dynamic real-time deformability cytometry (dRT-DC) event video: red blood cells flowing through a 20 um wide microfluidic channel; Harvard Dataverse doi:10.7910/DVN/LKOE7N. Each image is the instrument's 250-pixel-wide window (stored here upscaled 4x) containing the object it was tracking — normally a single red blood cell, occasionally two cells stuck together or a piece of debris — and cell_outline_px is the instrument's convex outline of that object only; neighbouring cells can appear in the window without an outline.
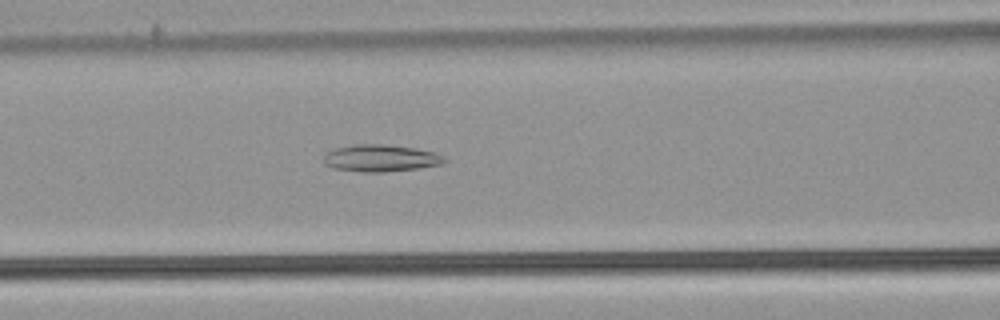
{"species": "common noctule bat (a hibernating species)", "species_latin": "Nyctalus noctula", "temperature_condition": "warm", "stored_images_in_passage": 46, "camera_frame_rate_fps": 3000, "um_per_image_px": 0.085, "animal": {"sex": "male", "body_mass_g": 21.5, "forearm_length_mm": 52.0}, "frame": {"image": 1, "passage_image": 16, "time_ms": 5.0, "image_size_px": [1000, 320], "cell_outline_px": [[448, 160], [444, 164], [420, 168], [384, 172], [364, 172], [336, 168], [324, 164], [324, 156], [328, 152], [336, 148], [356, 144], [388, 144], [416, 148], [436, 152], [444, 156]], "centroid_in_image_um": [32.44, 13.44], "position_along_channel_um": 134.2, "area_um2": 19.13}}
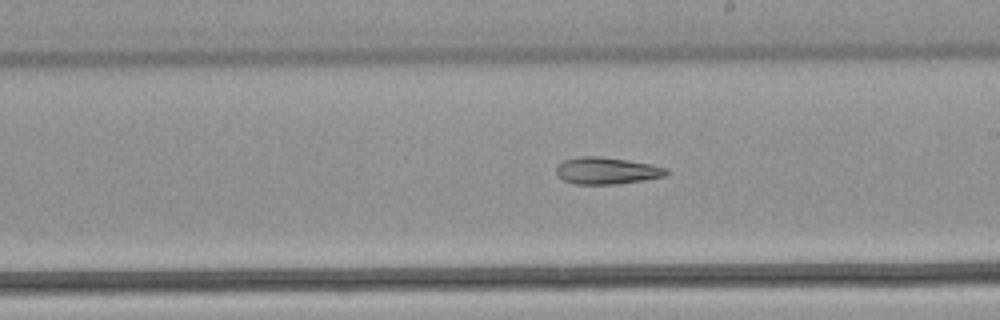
{"frame": {"image": 2, "passage_image": 24, "time_ms": 7.667, "image_size_px": [1000, 320], "cell_outline_px": [[668, 172], [664, 176], [644, 180], [616, 184], [576, 184], [564, 180], [556, 176], [556, 164], [564, 160], [580, 156], [600, 156], [628, 160], [652, 164], [668, 168]], "centroid_in_image_um": [51.54, 14.5], "position_along_channel_um": 237.5, "area_um2": 17.4}}
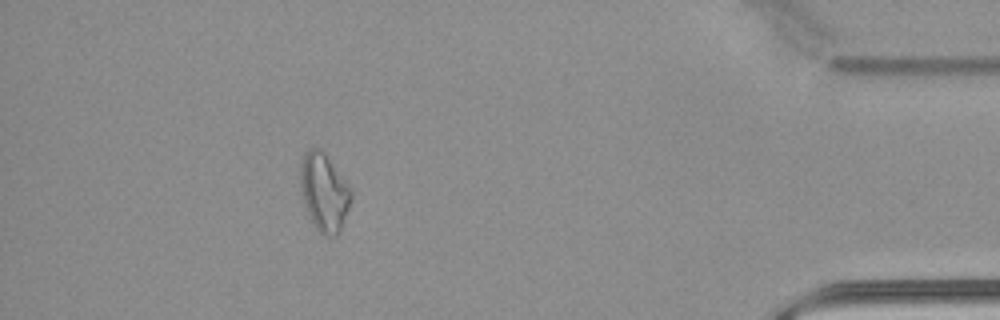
{"frame": {"image": 3, "passage_image": 41, "time_ms": 13.333, "image_size_px": [1000, 320], "cell_outline_px": [[352, 196], [348, 208], [340, 228], [336, 236], [324, 236], [316, 228], [308, 216], [300, 188], [300, 168], [304, 156], [312, 148], [320, 148], [324, 152], [352, 192]], "centroid_in_image_um": [27.52, 16.36], "position_along_channel_um": 407.7, "area_um2": 22.37}}